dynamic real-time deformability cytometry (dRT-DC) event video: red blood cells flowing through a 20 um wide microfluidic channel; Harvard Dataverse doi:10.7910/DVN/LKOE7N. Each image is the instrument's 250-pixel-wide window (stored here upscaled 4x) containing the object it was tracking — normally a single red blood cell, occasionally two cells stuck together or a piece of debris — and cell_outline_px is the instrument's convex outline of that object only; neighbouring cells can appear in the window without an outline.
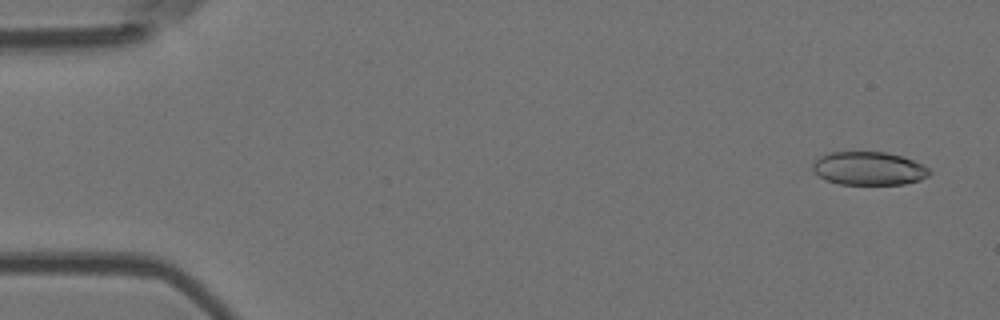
{"species": "Egyptian fruit bat (a non-hibernating species)", "species_latin": "Rousettus aegyptiacus", "temperature_condition": "room temperature", "stored_images_in_passage": 6, "camera_frame_rate_fps": 3000, "um_per_image_px": 0.085, "animal": {"sex": "female"}, "frame": {"image": 1, "passage_image": 1, "time_ms": 0.0, "image_size_px": [1000, 320], "cell_outline_px": [[932, 172], [928, 176], [920, 180], [904, 184], [840, 184], [824, 180], [812, 168], [812, 164], [820, 156], [828, 152], [884, 152], [900, 156], [912, 160], [928, 168]], "centroid_in_image_um": [73.83, 14.32], "position_along_channel_um": 11.2, "area_um2": 22.54}}
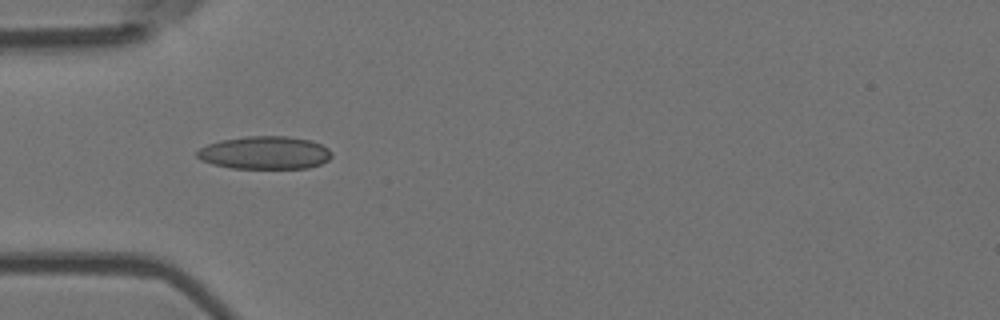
{"frame": {"image": 2, "passage_image": 5, "time_ms": 1.333, "image_size_px": [1000, 320], "cell_outline_px": [[332, 156], [328, 160], [320, 164], [308, 168], [232, 168], [212, 164], [200, 160], [196, 156], [196, 152], [200, 148], [208, 144], [220, 140], [248, 136], [288, 136], [312, 140], [328, 148], [332, 152]], "centroid_in_image_um": [22.51, 12.98], "position_along_channel_um": 62.5, "area_um2": 25.95}}
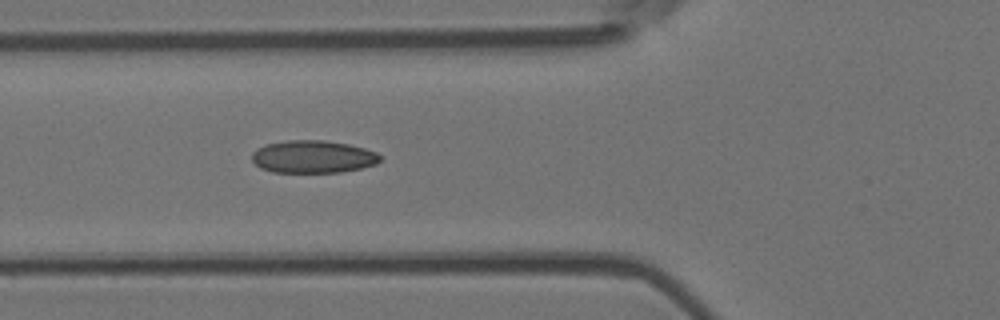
{"frame": {"image": 3, "passage_image": 6, "time_ms": 1.667, "image_size_px": [1000, 320], "cell_outline_px": [[380, 160], [376, 164], [360, 168], [340, 172], [272, 172], [260, 168], [252, 160], [252, 152], [256, 148], [268, 144], [288, 140], [324, 140], [348, 144], [364, 148], [376, 152], [380, 156]], "centroid_in_image_um": [26.58, 13.32], "position_along_channel_um": 99.2, "area_um2": 24.28}}